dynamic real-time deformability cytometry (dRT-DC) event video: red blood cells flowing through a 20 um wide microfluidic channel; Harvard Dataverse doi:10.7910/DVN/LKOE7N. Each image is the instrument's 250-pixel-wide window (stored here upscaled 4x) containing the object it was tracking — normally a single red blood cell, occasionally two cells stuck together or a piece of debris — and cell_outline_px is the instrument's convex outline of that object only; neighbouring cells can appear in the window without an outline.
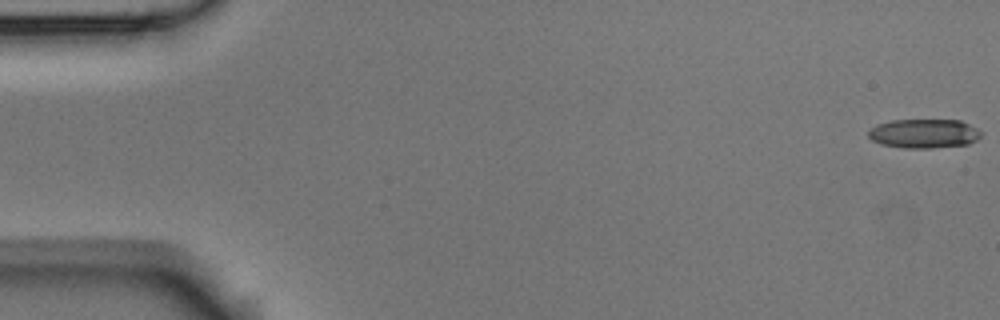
{"species": "Egyptian fruit bat (a non-hibernating species)", "species_latin": "Rousettus aegyptiacus", "temperature_condition": "room temperature", "stored_images_in_passage": 4, "camera_frame_rate_fps": 3000, "um_per_image_px": 0.085, "animal": {"sex": "male"}, "frame": {"image": 1, "passage_image": 1, "time_ms": 0.0, "image_size_px": [1000, 320], "cell_outline_px": [[980, 136], [976, 140], [968, 144], [932, 148], [904, 148], [880, 144], [872, 140], [868, 136], [868, 132], [876, 124], [892, 120], [960, 120], [976, 128], [980, 132]], "centroid_in_image_um": [78.51, 11.35], "position_along_channel_um": 6.5, "area_um2": 19.07}}